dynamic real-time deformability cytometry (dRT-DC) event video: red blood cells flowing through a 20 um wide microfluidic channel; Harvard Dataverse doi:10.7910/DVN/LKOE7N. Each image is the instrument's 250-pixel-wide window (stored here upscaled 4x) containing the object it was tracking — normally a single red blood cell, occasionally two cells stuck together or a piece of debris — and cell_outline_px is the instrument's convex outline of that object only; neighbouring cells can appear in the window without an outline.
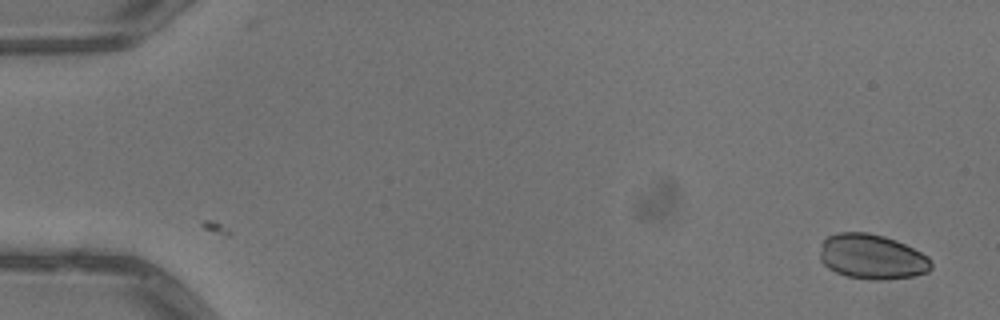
{"species": "common noctule bat (a hibernating species)", "species_latin": "Nyctalus noctula", "temperature_condition": "warm", "stored_images_in_passage": 2, "camera_frame_rate_fps": 3000, "um_per_image_px": 0.085, "animal": {"sex": "male", "body_mass_g": 13.3}, "frame": {"image": 1, "passage_image": 2, "time_ms": 0.333, "image_size_px": [1000, 320], "cell_outline_px": [[932, 268], [928, 272], [912, 276], [884, 280], [868, 280], [848, 276], [836, 272], [828, 268], [820, 260], [820, 252], [824, 240], [828, 236], [836, 232], [868, 232], [884, 236], [896, 240], [928, 256], [932, 260]], "centroid_in_image_um": [74.12, 21.82], "position_along_channel_um": 10.9, "area_um2": 29.25}}